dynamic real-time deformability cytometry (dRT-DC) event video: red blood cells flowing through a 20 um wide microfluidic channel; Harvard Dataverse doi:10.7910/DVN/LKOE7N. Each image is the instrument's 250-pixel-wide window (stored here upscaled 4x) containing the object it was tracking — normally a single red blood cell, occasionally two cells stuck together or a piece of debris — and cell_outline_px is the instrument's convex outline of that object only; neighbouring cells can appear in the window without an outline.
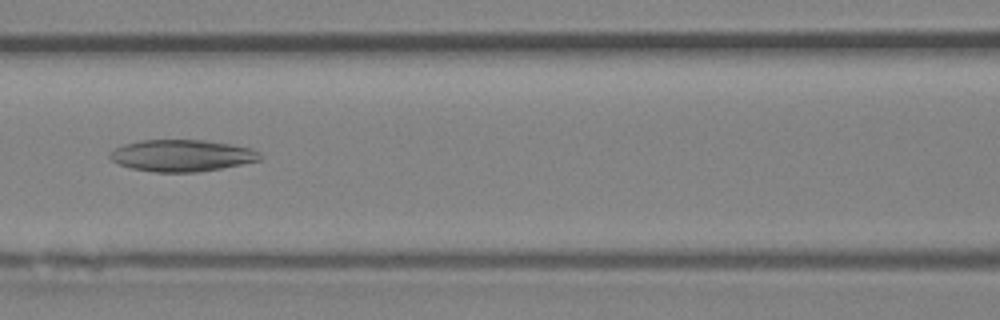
{"species": "Egyptian fruit bat (a non-hibernating species)", "species_latin": "Rousettus aegyptiacus", "temperature_condition": "room temperature", "stored_images_in_passage": 5, "camera_frame_rate_fps": 3000, "um_per_image_px": 0.085, "animal": {"sex": "female"}, "frame": {"image": 1, "passage_image": 5, "time_ms": 1.333, "image_size_px": [1000, 320], "cell_outline_px": [[264, 156], [260, 160], [220, 168], [196, 172], [156, 172], [132, 168], [120, 164], [112, 160], [108, 156], [108, 152], [124, 144], [140, 140], [204, 140], [232, 144], [252, 148], [260, 152]], "centroid_in_image_um": [15.47, 13.21], "position_along_channel_um": 151.1, "area_um2": 27.74}}